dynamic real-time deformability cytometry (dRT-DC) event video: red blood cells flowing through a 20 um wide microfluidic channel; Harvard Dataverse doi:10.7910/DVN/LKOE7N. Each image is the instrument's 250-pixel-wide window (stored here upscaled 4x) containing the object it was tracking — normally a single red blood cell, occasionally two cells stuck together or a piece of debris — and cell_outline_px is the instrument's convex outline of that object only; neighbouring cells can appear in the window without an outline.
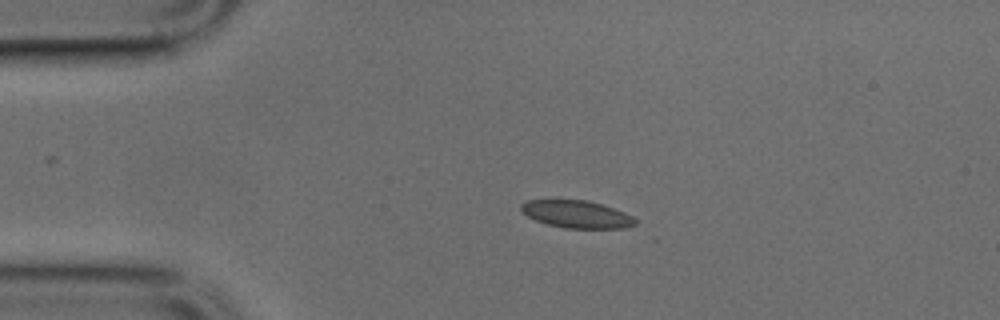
{"species": "common noctule bat (a hibernating species)", "species_latin": "Nyctalus noctula", "temperature_condition": "cold", "stored_images_in_passage": 40, "camera_frame_rate_fps": 3000, "um_per_image_px": 0.085, "animal": {"sex": "male", "body_mass_g": 17.9, "forearm_length_mm": 54.2}, "frame": {"image": 1, "passage_image": 1, "time_ms": 0.0, "image_size_px": [1000, 320], "cell_outline_px": [[636, 224], [624, 228], [564, 228], [548, 224], [536, 220], [528, 216], [520, 208], [520, 204], [528, 200], [584, 200], [600, 204], [624, 212], [632, 216], [636, 220]], "centroid_in_image_um": [49.01, 18.21], "position_along_channel_um": 36.0, "area_um2": 17.98}}
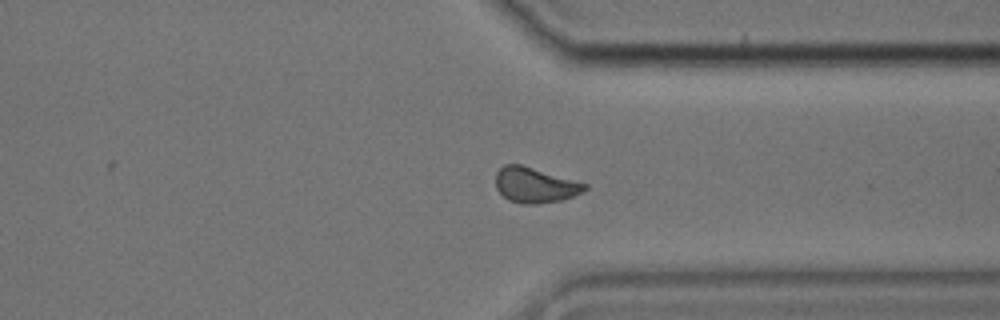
{"frame": {"image": 2, "passage_image": 28, "time_ms": 9.0, "image_size_px": [1000, 320], "cell_outline_px": [[588, 188], [572, 196], [560, 200], [536, 204], [528, 204], [508, 200], [496, 188], [496, 172], [504, 164], [520, 164], [588, 184]], "centroid_in_image_um": [45.45, 15.72], "position_along_channel_um": 365.9, "area_um2": 18.03}}
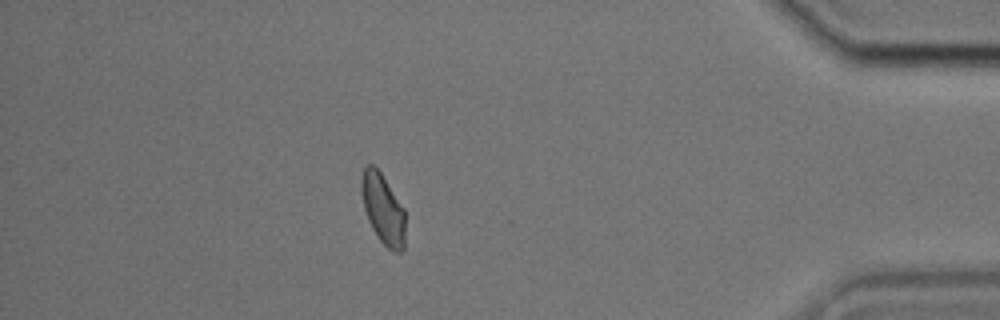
{"frame": {"image": 3, "passage_image": 34, "time_ms": 11.0, "image_size_px": [1000, 320], "cell_outline_px": [[404, 248], [400, 252], [396, 252], [388, 248], [380, 240], [372, 228], [368, 220], [364, 208], [360, 188], [360, 180], [364, 168], [368, 164], [372, 164], [380, 172], [404, 208]], "centroid_in_image_um": [32.53, 17.75], "position_along_channel_um": 402.7, "area_um2": 17.74}}